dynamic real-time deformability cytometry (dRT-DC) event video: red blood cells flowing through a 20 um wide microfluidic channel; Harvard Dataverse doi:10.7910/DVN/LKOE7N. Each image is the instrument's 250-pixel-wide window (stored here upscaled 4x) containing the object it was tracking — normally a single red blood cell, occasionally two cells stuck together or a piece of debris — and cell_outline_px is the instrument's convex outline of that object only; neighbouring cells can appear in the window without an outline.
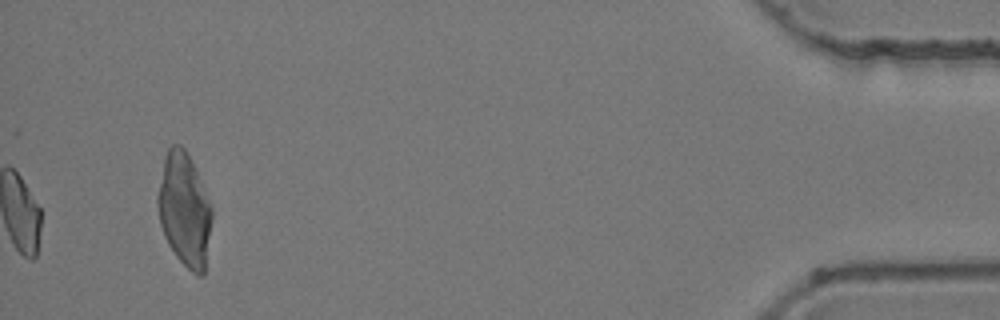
{"species": "common noctule bat (a hibernating species)", "species_latin": "Nyctalus noctula", "temperature_condition": "room temperature", "stored_images_in_passage": 38, "segment_of_instrument_passage": [2, 2], "camera_frame_rate_fps": 3000, "um_per_image_px": 0.085, "animal": {"sex": "female", "body_mass_g": 24.6, "forearm_length_mm": 56.2}, "frame": {"image": 1, "passage_image": 38, "time_ms": 12.333, "image_size_px": [1000, 320], "cell_outline_px": [[212, 220], [204, 276], [200, 276], [192, 272], [176, 256], [168, 244], [164, 236], [160, 224], [156, 204], [156, 196], [164, 156], [168, 148], [172, 144], [180, 144], [184, 148], [212, 204]], "centroid_in_image_um": [15.66, 17.83], "position_along_channel_um": 419.5, "area_um2": 35.95}}